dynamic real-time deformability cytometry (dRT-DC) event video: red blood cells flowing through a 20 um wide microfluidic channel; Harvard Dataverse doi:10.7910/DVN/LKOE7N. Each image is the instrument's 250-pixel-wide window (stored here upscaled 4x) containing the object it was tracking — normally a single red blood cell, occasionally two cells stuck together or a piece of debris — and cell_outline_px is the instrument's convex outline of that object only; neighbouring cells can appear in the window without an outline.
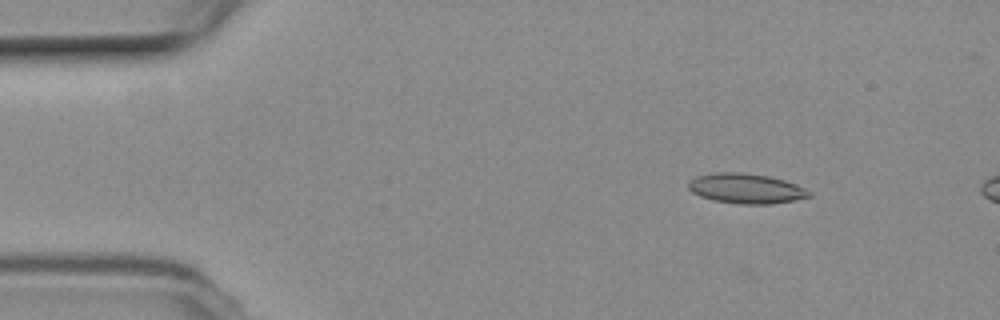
{"species": "common noctule bat (a hibernating species)", "species_latin": "Nyctalus noctula", "temperature_condition": "room temperature", "stored_images_in_passage": 14, "camera_frame_rate_fps": 3000, "um_per_image_px": 0.085, "animal": {"sex": "female", "body_mass_g": 19.3, "forearm_length_mm": 54.1}, "frame": {"image": 1, "passage_image": 7, "time_ms": 2.0, "image_size_px": [1000, 320], "cell_outline_px": [[812, 196], [792, 200], [768, 204], [740, 204], [716, 200], [700, 196], [692, 192], [688, 188], [688, 180], [696, 176], [716, 172], [740, 172], [768, 176], [784, 180], [796, 184], [812, 192]], "centroid_in_image_um": [63.39, 16.01], "position_along_channel_um": 21.6, "area_um2": 20.98}}